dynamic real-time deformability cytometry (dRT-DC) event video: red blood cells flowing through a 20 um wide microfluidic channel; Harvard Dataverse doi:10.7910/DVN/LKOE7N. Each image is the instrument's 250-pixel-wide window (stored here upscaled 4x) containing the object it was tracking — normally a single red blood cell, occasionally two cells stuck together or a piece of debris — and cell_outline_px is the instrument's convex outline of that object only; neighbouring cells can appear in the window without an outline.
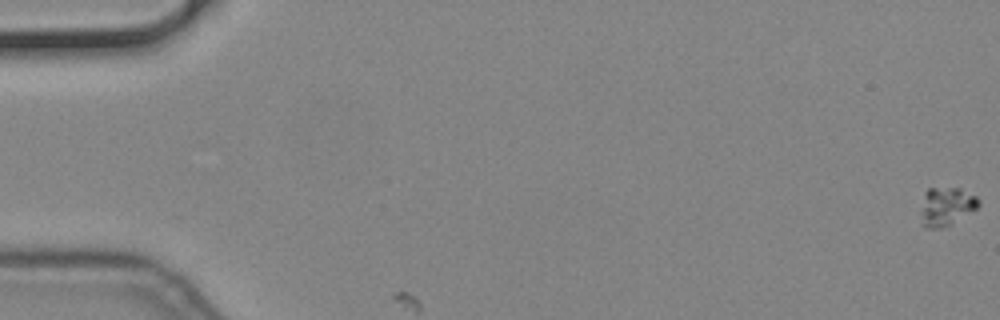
{"species": "common noctule bat (a hibernating species)", "species_latin": "Nyctalus noctula", "temperature_condition": "cold", "stored_images_in_passage": 4, "camera_frame_rate_fps": 3000, "um_per_image_px": 0.085, "animal": {"sex": "male", "body_mass_g": 19.2, "forearm_length_mm": 51.8}, "frame": {"image": 1, "passage_image": 1, "time_ms": 0.0, "image_size_px": [1000, 320], "cell_outline_px": [[980, 204], [976, 208], [948, 224], [940, 228], [924, 228], [920, 224], [920, 212], [924, 192], [928, 188], [960, 188], [976, 196], [980, 200]], "centroid_in_image_um": [80.37, 17.53], "position_along_channel_um": 4.6, "area_um2": 12.89}}